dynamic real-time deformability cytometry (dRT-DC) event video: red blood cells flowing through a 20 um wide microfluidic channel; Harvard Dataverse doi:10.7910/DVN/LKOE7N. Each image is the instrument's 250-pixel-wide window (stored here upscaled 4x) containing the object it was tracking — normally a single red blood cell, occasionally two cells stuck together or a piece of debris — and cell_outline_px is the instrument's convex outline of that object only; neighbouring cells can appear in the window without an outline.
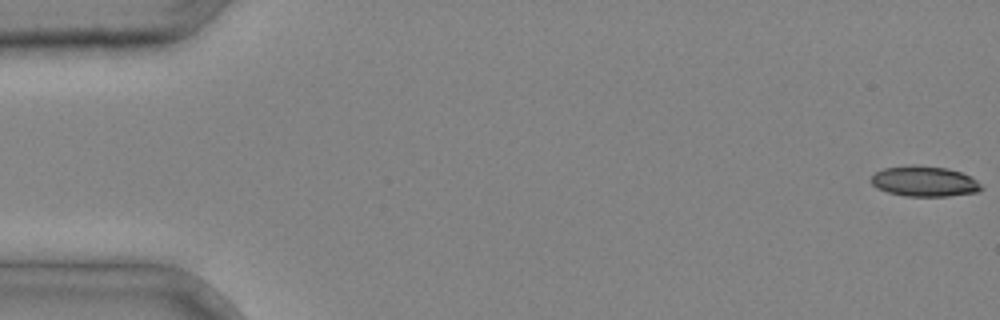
{"species": "common noctule bat (a hibernating species)", "species_latin": "Nyctalus noctula", "temperature_condition": "cold", "stored_images_in_passage": 4, "camera_frame_rate_fps": 3000, "um_per_image_px": 0.085, "animal": {"sex": "male", "body_mass_g": 20.4}, "frame": {"image": 1, "passage_image": 1, "time_ms": 0.0, "image_size_px": [1000, 320], "cell_outline_px": [[984, 188], [976, 192], [948, 196], [904, 196], [888, 192], [876, 188], [868, 180], [876, 172], [884, 168], [912, 164], [948, 168], [960, 172], [976, 180]], "centroid_in_image_um": [78.53, 15.41], "position_along_channel_um": 6.5, "area_um2": 19.59}}
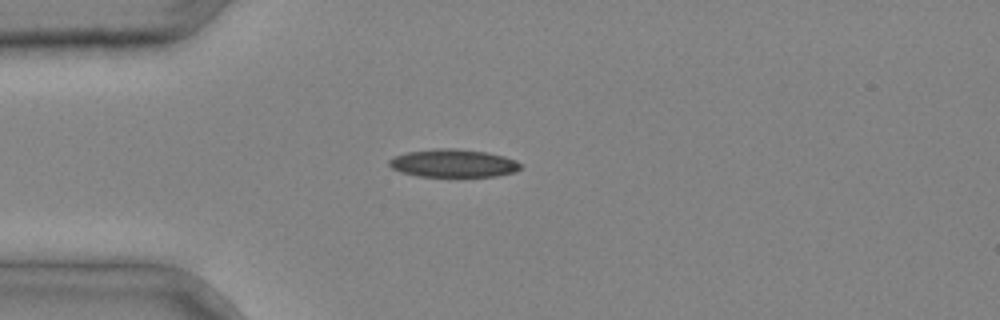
{"frame": {"image": 2, "passage_image": 4, "time_ms": 1.0, "image_size_px": [1000, 320], "cell_outline_px": [[520, 168], [512, 172], [496, 176], [416, 176], [400, 172], [392, 168], [388, 164], [388, 160], [392, 156], [408, 152], [436, 148], [452, 148], [488, 152], [504, 156], [516, 160], [520, 164]], "centroid_in_image_um": [38.48, 13.87], "position_along_channel_um": 46.5, "area_um2": 21.39}}